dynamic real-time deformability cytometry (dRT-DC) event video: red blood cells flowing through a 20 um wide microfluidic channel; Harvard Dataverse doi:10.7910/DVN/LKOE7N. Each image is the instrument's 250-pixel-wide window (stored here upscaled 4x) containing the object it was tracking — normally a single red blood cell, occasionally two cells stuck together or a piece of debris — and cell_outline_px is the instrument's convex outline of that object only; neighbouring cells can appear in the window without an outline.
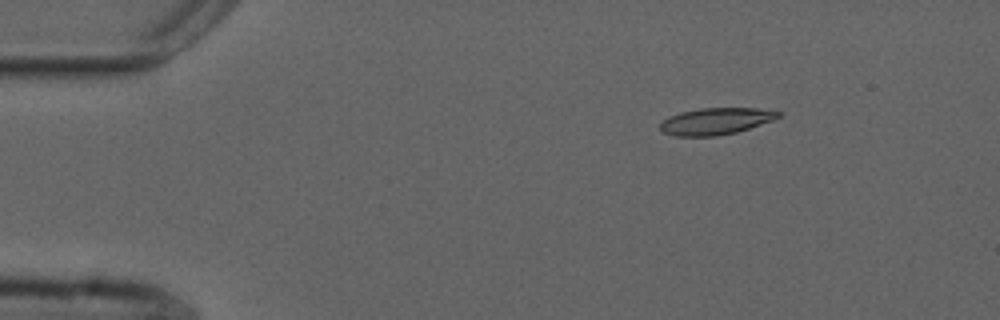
{"species": "common noctule bat (a hibernating species)", "species_latin": "Nyctalus noctula", "temperature_condition": "cold", "stored_images_in_passage": 47, "camera_frame_rate_fps": 3000, "um_per_image_px": 0.085, "animal": {"sex": "male", "forearm_length_mm": 52.5}, "frame": {"image": 1, "passage_image": 1, "time_ms": 0.0, "image_size_px": [1000, 320], "cell_outline_px": [[784, 116], [736, 132], [716, 136], [676, 136], [664, 132], [660, 128], [660, 124], [664, 120], [680, 112], [700, 108], [756, 108], [784, 112]], "centroid_in_image_um": [60.9, 10.29], "position_along_channel_um": 24.1, "area_um2": 18.26}}
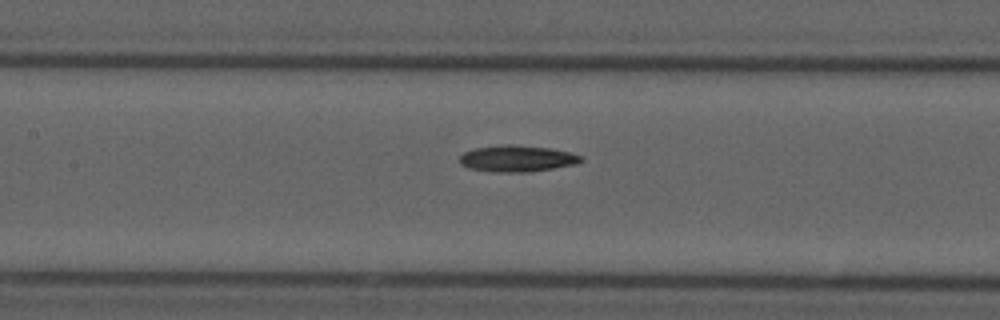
{"frame": {"image": 2, "passage_image": 18, "time_ms": 5.667, "image_size_px": [1000, 320], "cell_outline_px": [[584, 160], [576, 164], [528, 172], [496, 172], [468, 168], [460, 164], [460, 156], [464, 152], [476, 148], [504, 144], [512, 144], [548, 148], [568, 152], [584, 156]], "centroid_in_image_um": [43.95, 13.48], "position_along_channel_um": 163.4, "area_um2": 18.61}}
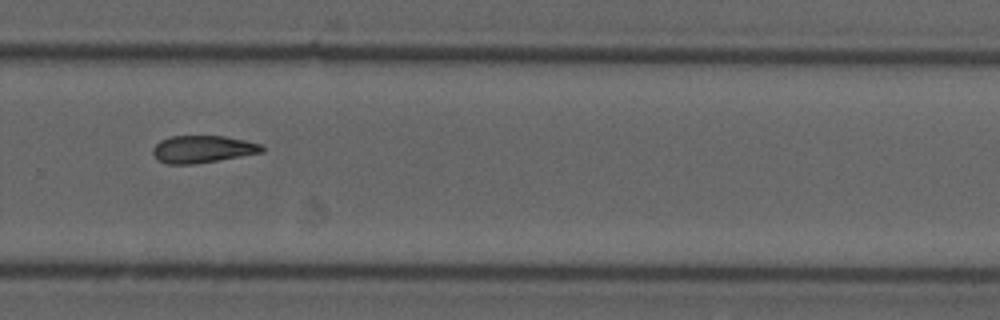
{"frame": {"image": 3, "passage_image": 30, "time_ms": 9.667, "image_size_px": [1000, 320], "cell_outline_px": [[264, 152], [192, 164], [168, 164], [156, 160], [152, 152], [152, 148], [160, 140], [172, 136], [224, 136], [244, 140], [260, 144], [264, 148]], "centroid_in_image_um": [17.18, 12.68], "position_along_channel_um": 312.6, "area_um2": 17.22}}